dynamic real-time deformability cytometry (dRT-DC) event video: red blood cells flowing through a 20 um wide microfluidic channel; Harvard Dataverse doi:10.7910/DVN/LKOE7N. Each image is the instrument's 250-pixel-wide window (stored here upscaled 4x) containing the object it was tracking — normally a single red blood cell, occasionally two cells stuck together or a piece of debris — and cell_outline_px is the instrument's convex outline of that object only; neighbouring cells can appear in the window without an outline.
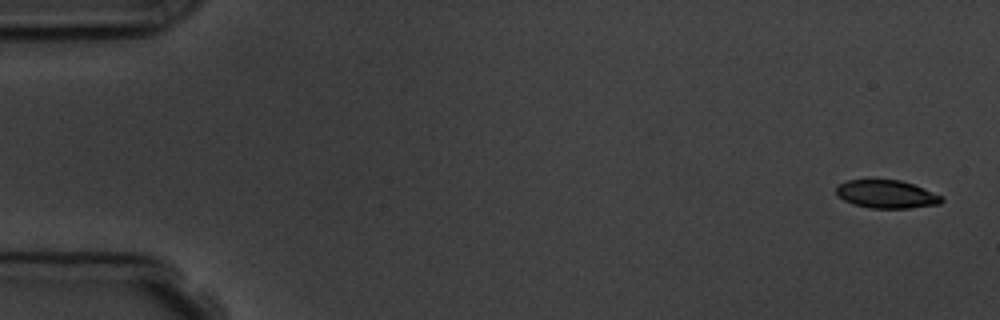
{"species": "common noctule bat (a hibernating species)", "species_latin": "Nyctalus noctula", "temperature_condition": "room temperature", "stored_images_in_passage": 10, "camera_frame_rate_fps": 3000, "um_per_image_px": 0.085, "animal": {"sex": "male", "body_mass_g": 19.5, "forearm_length_mm": 54.6}, "frame": {"image": 1, "passage_image": 1, "time_ms": 0.0, "image_size_px": [1000, 320], "cell_outline_px": [[944, 200], [940, 204], [908, 208], [868, 208], [852, 204], [836, 196], [836, 188], [840, 184], [848, 180], [900, 180], [912, 184], [940, 196]], "centroid_in_image_um": [75.3, 16.52], "position_along_channel_um": 9.7, "area_um2": 17.05}}
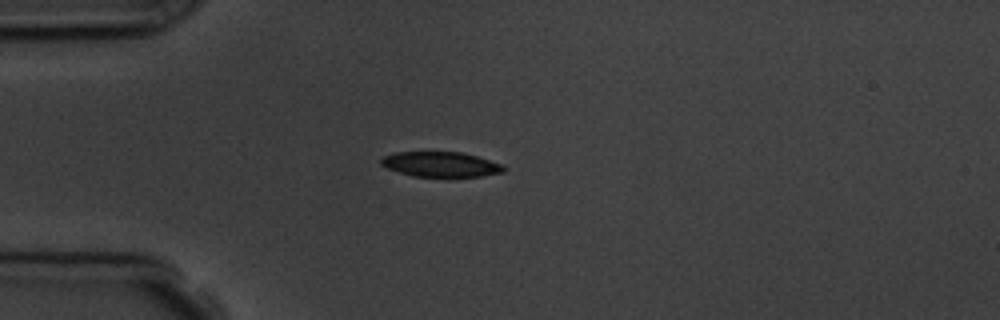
{"frame": {"image": 2, "passage_image": 4, "time_ms": 4.333, "image_size_px": [1000, 320], "cell_outline_px": [[504, 172], [480, 176], [412, 176], [388, 168], [380, 164], [380, 160], [384, 156], [396, 152], [460, 152], [476, 156], [504, 164]], "centroid_in_image_um": [37.47, 13.96], "position_along_channel_um": 47.5, "area_um2": 17.69}}
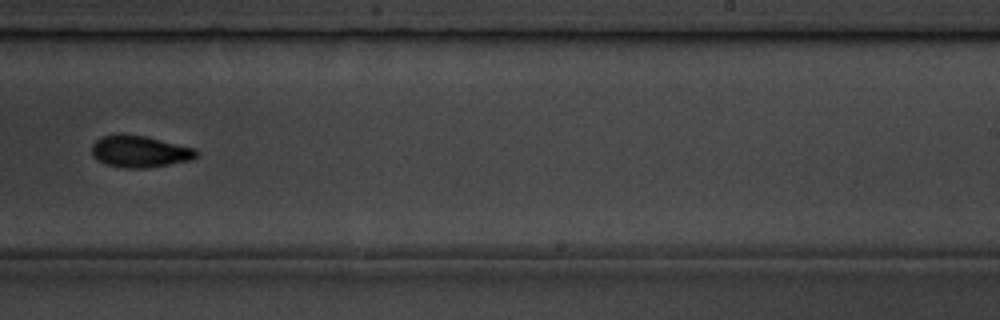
{"frame": {"image": 3, "passage_image": 10, "time_ms": 11.0, "image_size_px": [1000, 320], "cell_outline_px": [[200, 152], [192, 160], [148, 168], [124, 168], [104, 164], [96, 160], [92, 156], [92, 144], [96, 140], [104, 136], [120, 132], [144, 136], [196, 148]], "centroid_in_image_um": [11.86, 12.87], "position_along_channel_um": 277.1, "area_um2": 19.71}}